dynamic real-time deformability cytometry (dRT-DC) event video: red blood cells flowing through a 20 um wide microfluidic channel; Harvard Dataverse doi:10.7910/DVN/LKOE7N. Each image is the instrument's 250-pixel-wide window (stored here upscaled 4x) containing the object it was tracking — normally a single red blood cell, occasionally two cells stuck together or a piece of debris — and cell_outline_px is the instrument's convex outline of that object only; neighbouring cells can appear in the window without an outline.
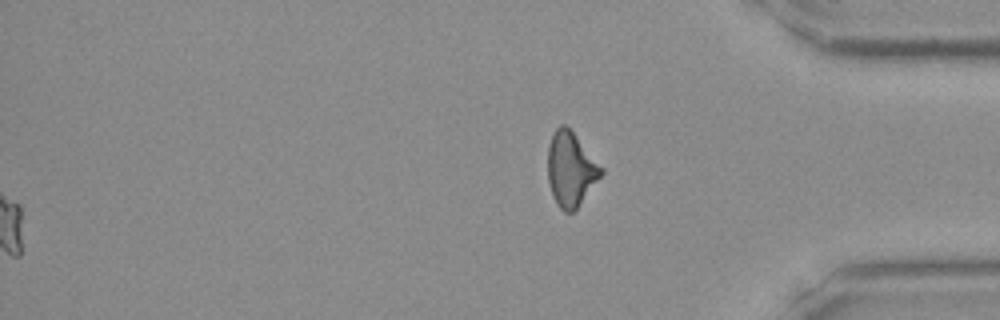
{"species": "Egyptian fruit bat (a non-hibernating species)", "species_latin": "Rousettus aegyptiacus", "temperature_condition": "room temperature", "stored_images_in_passage": 46, "segment_of_instrument_passage": [2, 2], "camera_frame_rate_fps": 3000, "um_per_image_px": 0.085, "frame": {"image": 1, "passage_image": 46, "time_ms": 15.0, "image_size_px": [1000, 320], "cell_outline_px": [[604, 172], [576, 208], [572, 212], [564, 212], [556, 204], [552, 196], [548, 180], [548, 144], [556, 128], [560, 124], [564, 124], [572, 132], [604, 168]], "centroid_in_image_um": [48.5, 14.39], "position_along_channel_um": 386.7, "area_um2": 22.83}}